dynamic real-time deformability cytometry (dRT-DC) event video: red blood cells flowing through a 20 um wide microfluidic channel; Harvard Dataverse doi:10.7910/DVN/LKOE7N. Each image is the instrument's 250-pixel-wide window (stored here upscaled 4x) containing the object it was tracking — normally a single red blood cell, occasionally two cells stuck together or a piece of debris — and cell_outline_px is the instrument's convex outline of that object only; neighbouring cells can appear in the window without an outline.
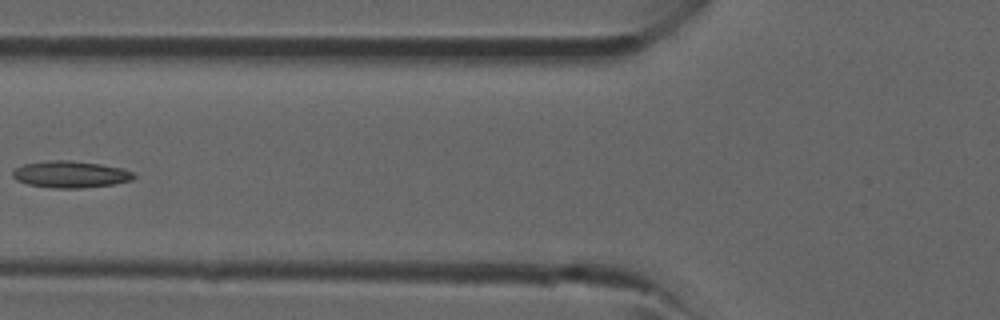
{"species": "common noctule bat (a hibernating species)", "species_latin": "Nyctalus noctula", "temperature_condition": "room temperature", "stored_images_in_passage": 5, "camera_frame_rate_fps": 3000, "um_per_image_px": 0.085, "animal": {"sex": "male", "forearm_length_mm": 52.5}, "frame": {"image": 1, "passage_image": 5, "time_ms": 5.333, "image_size_px": [1000, 320], "cell_outline_px": [[136, 176], [132, 180], [112, 184], [80, 188], [52, 188], [28, 184], [16, 180], [12, 176], [12, 172], [16, 168], [24, 164], [52, 160], [68, 160], [100, 164], [124, 168], [132, 172]], "centroid_in_image_um": [5.99, 14.82], "position_along_channel_um": 119.8, "area_um2": 18.79}}